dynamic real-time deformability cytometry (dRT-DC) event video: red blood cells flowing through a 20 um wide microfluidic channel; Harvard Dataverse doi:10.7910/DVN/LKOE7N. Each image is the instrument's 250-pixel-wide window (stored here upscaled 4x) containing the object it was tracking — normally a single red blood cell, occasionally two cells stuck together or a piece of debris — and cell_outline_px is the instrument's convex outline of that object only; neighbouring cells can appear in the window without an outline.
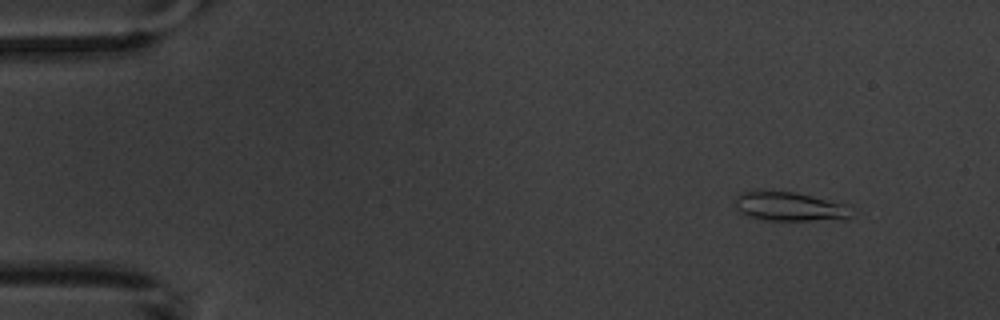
{"species": "common noctule bat (a hibernating species)", "species_latin": "Nyctalus noctula", "temperature_condition": "warm", "stored_images_in_passage": 4, "camera_frame_rate_fps": 3000, "um_per_image_px": 0.085, "animal": {"sex": "male", "body_mass_g": 20.1, "forearm_length_mm": 53.5}, "frame": {"image": 1, "passage_image": 1, "time_ms": 0.0, "image_size_px": [1000, 320], "cell_outline_px": [[852, 216], [844, 220], [764, 220], [744, 216], [736, 208], [736, 196], [740, 192], [764, 188], [796, 192], [848, 204]], "centroid_in_image_um": [67.08, 17.53], "position_along_channel_um": 17.9, "area_um2": 20.58}}